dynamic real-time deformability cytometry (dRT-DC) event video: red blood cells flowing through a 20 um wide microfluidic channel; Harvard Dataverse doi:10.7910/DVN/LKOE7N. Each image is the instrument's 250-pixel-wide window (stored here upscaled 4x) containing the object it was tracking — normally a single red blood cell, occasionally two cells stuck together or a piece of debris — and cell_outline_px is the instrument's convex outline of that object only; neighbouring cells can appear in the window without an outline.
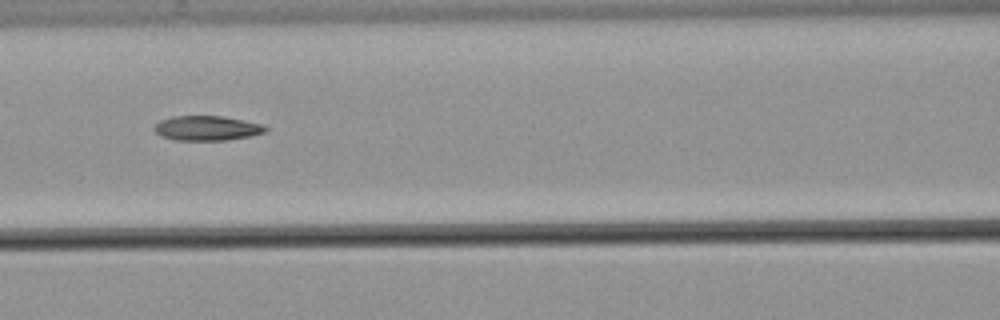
{"species": "common noctule bat (a hibernating species)", "species_latin": "Nyctalus noctula", "temperature_condition": "warm", "stored_images_in_passage": 46, "camera_frame_rate_fps": 3000, "um_per_image_px": 0.085, "animal": {"sex": "male", "body_mass_g": 21.5, "forearm_length_mm": 52.0}, "frame": {"image": 1, "passage_image": 14, "time_ms": 4.333, "image_size_px": [1000, 320], "cell_outline_px": [[268, 128], [264, 132], [252, 136], [224, 140], [176, 140], [160, 136], [152, 128], [160, 120], [172, 116], [224, 116], [264, 124]], "centroid_in_image_um": [17.59, 10.89], "position_along_channel_um": 149.0, "area_um2": 16.13}}